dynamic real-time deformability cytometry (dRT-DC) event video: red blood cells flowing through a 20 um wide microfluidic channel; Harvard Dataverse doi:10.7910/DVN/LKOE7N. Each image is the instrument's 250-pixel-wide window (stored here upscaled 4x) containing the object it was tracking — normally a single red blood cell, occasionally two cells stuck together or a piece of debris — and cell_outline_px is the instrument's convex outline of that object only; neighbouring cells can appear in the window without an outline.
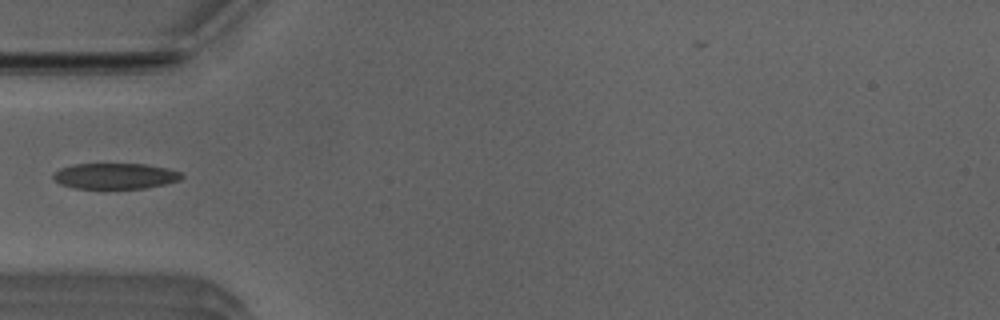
{"species": "Egyptian fruit bat (a non-hibernating species)", "species_latin": "Rousettus aegyptiacus", "temperature_condition": "room temperature", "stored_images_in_passage": 34, "camera_frame_rate_fps": 3000, "um_per_image_px": 0.085, "animal": {"sex": "male"}, "frame": {"image": 1, "passage_image": 1, "time_ms": 0.0, "image_size_px": [1000, 320], "cell_outline_px": [[184, 176], [180, 180], [164, 184], [144, 188], [108, 192], [76, 188], [60, 184], [52, 176], [60, 168], [76, 164], [144, 164], [164, 168], [180, 172]], "centroid_in_image_um": [9.77, 15.02], "position_along_channel_um": 75.2, "area_um2": 19.94}}
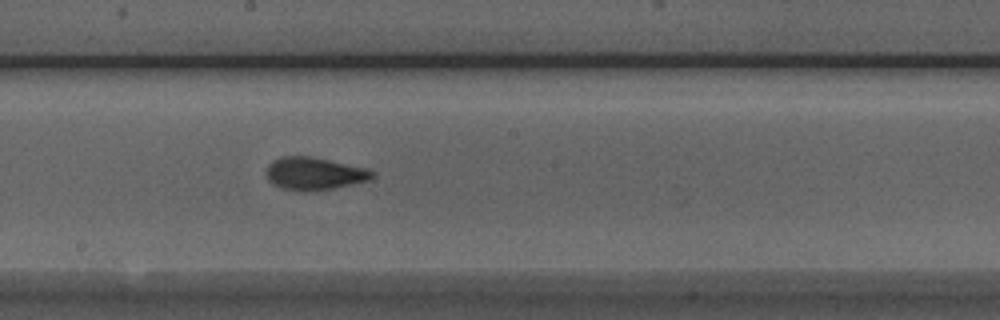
{"frame": {"image": 2, "passage_image": 12, "time_ms": 3.667, "image_size_px": [1000, 320], "cell_outline_px": [[376, 176], [368, 180], [352, 184], [316, 192], [308, 192], [284, 188], [272, 184], [268, 180], [268, 164], [272, 160], [284, 156], [312, 156], [368, 168], [376, 172]], "centroid_in_image_um": [26.76, 14.75], "position_along_channel_um": 221.4, "area_um2": 20.35}}
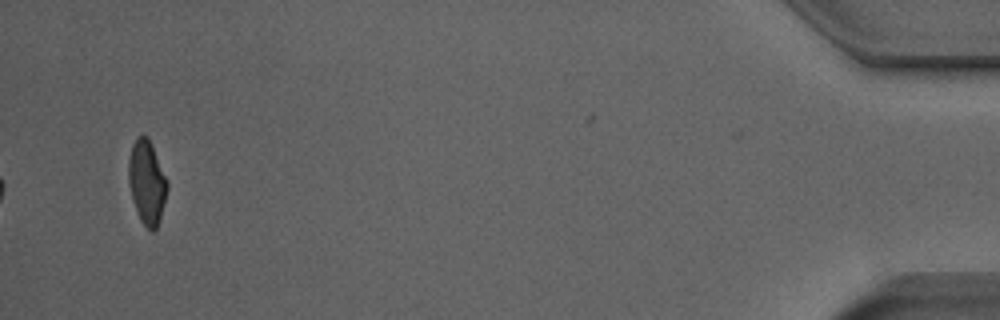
{"frame": {"image": 3, "passage_image": 34, "time_ms": 11.0, "image_size_px": [1000, 320], "cell_outline_px": [[168, 188], [160, 220], [156, 228], [152, 232], [140, 220], [132, 200], [128, 180], [128, 160], [132, 144], [136, 136], [148, 136], [152, 144], [168, 180]], "centroid_in_image_um": [12.48, 15.47], "position_along_channel_um": 422.7, "area_um2": 19.13}}